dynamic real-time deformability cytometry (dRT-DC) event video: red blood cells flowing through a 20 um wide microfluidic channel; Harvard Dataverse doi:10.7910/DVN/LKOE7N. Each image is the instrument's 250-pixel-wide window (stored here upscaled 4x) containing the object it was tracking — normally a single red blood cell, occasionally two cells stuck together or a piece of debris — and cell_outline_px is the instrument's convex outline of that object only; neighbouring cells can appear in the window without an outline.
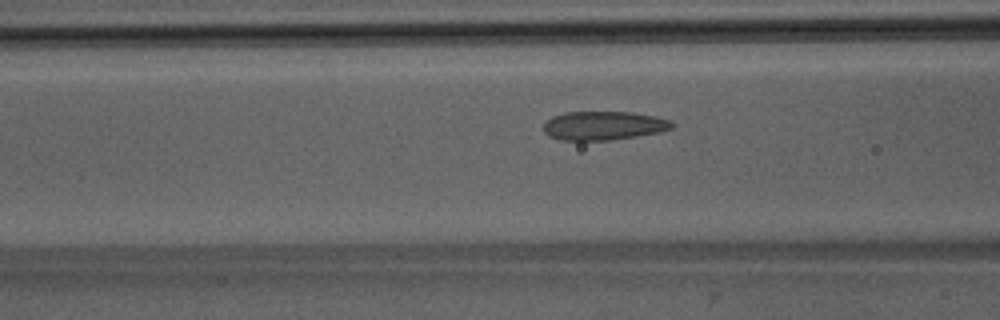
{"species": "Egyptian fruit bat (a non-hibernating species)", "species_latin": "Rousettus aegyptiacus", "temperature_condition": "room temperature", "stored_images_in_passage": 41, "segment_of_instrument_passage": [1, 2], "camera_frame_rate_fps": 3000, "um_per_image_px": 0.085, "animal": {"sex": "male"}, "frame": {"image": 1, "passage_image": 9, "time_ms": 2.667, "image_size_px": [1000, 320], "cell_outline_px": [[676, 124], [672, 128], [660, 132], [636, 136], [608, 140], [560, 140], [548, 136], [544, 132], [544, 124], [552, 116], [564, 112], [632, 112], [656, 116], [668, 120]], "centroid_in_image_um": [51.3, 10.67], "position_along_channel_um": 115.3, "area_um2": 21.56}}
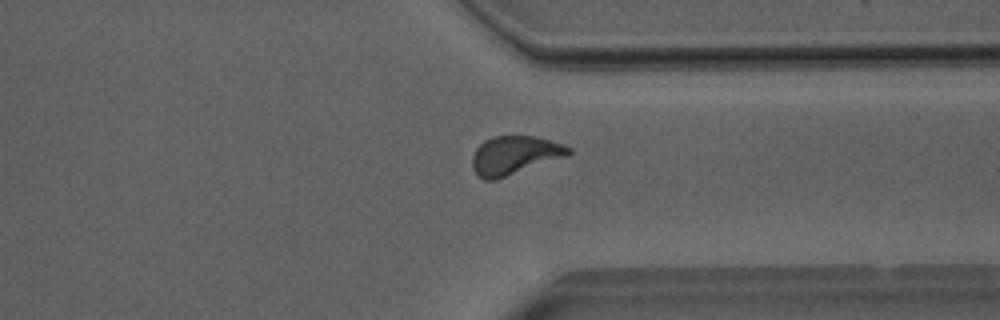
{"frame": {"image": 2, "passage_image": 28, "time_ms": 9.0, "image_size_px": [1000, 320], "cell_outline_px": [[572, 152], [568, 156], [496, 180], [484, 180], [472, 168], [472, 156], [476, 148], [484, 140], [492, 136], [536, 136], [564, 144], [572, 148]], "centroid_in_image_um": [43.76, 13.19], "position_along_channel_um": 367.6, "area_um2": 21.85}}
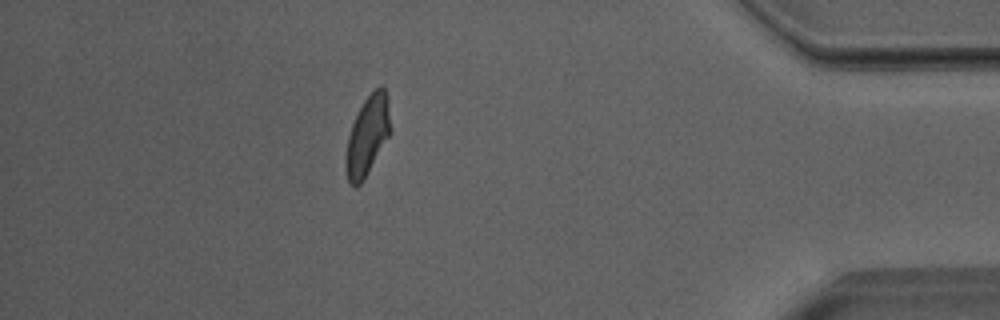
{"frame": {"image": 3, "passage_image": 34, "time_ms": 11.0, "image_size_px": [1000, 320], "cell_outline_px": [[392, 132], [360, 184], [356, 188], [348, 180], [344, 164], [344, 160], [348, 136], [352, 124], [364, 100], [380, 84], [384, 88]], "centroid_in_image_um": [31.22, 11.56], "position_along_channel_um": 404.0, "area_um2": 20.29}}